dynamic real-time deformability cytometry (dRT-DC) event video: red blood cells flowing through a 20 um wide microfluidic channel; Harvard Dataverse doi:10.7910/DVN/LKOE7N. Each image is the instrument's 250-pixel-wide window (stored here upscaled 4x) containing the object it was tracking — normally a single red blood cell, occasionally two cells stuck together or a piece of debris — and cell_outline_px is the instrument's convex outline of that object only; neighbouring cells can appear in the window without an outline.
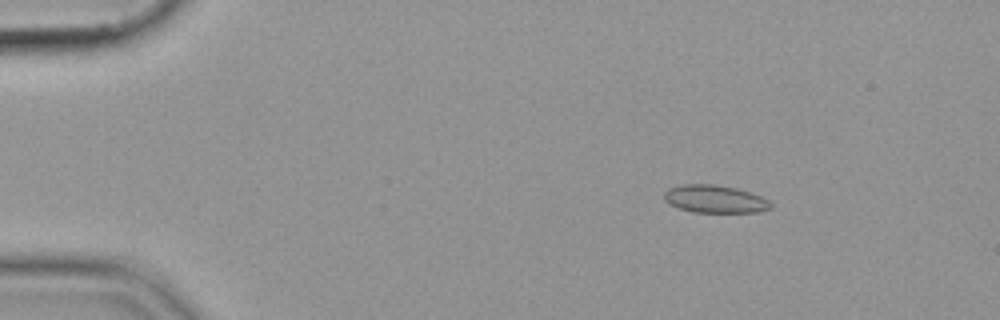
{"species": "common noctule bat (a hibernating species)", "species_latin": "Nyctalus noctula", "temperature_condition": "cold", "stored_images_in_passage": 55, "camera_frame_rate_fps": 3000, "um_per_image_px": 0.085, "animal": {"sex": "female", "body_mass_g": 19.9}, "frame": {"image": 1, "passage_image": 9, "time_ms": 2.667, "image_size_px": [1000, 320], "cell_outline_px": [[772, 208], [756, 212], [692, 212], [680, 208], [664, 200], [664, 192], [668, 188], [684, 184], [712, 184], [736, 188], [760, 196], [768, 200], [772, 204]], "centroid_in_image_um": [60.76, 16.91], "position_along_channel_um": 24.2, "area_um2": 17.05}}
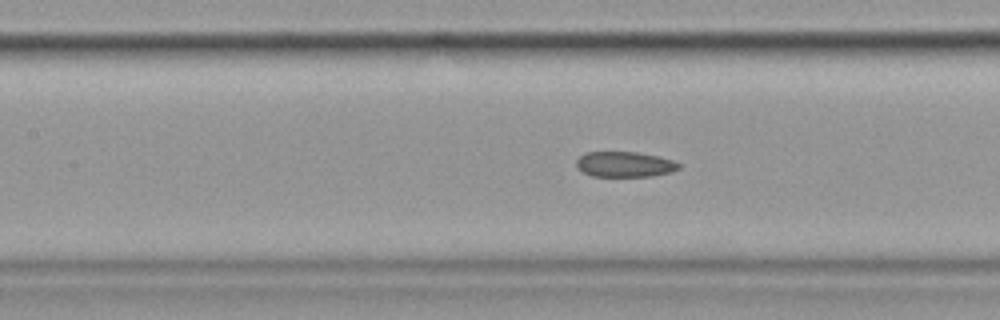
{"frame": {"image": 2, "passage_image": 26, "time_ms": 8.333, "image_size_px": [1000, 320], "cell_outline_px": [[680, 168], [672, 172], [652, 176], [592, 176], [576, 168], [576, 160], [584, 152], [636, 152], [656, 156], [672, 160], [680, 164]], "centroid_in_image_um": [53.08, 13.97], "position_along_channel_um": 154.3, "area_um2": 15.14}}
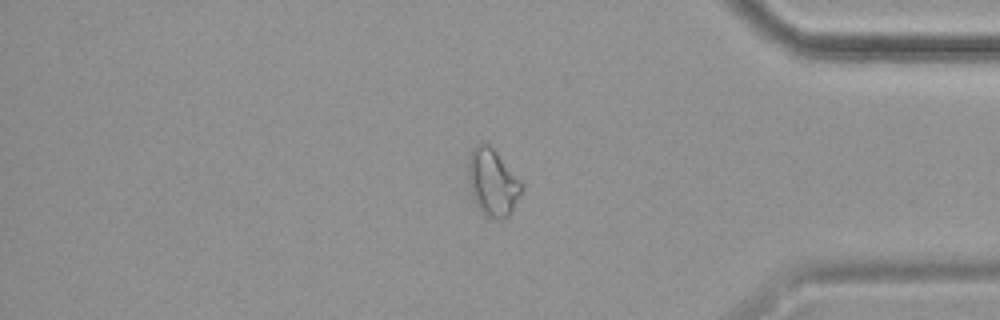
{"frame": {"image": 3, "passage_image": 47, "time_ms": 15.333, "image_size_px": [1000, 320], "cell_outline_px": [[524, 188], [512, 212], [508, 216], [500, 220], [488, 216], [476, 204], [472, 192], [468, 176], [468, 156], [472, 148], [480, 140], [484, 140], [496, 152], [524, 184]], "centroid_in_image_um": [41.89, 15.46], "position_along_channel_um": 393.3, "area_um2": 20.87}}